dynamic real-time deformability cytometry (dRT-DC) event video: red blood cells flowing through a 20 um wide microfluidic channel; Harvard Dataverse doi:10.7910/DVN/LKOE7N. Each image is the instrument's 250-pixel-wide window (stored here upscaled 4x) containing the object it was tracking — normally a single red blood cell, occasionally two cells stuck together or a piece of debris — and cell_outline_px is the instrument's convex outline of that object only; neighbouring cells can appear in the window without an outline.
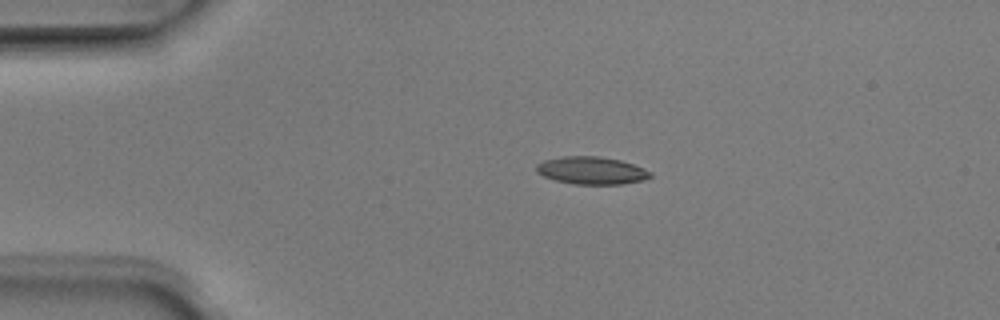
{"species": "Egyptian fruit bat (a non-hibernating species)", "species_latin": "Rousettus aegyptiacus", "temperature_condition": "room temperature", "stored_images_in_passage": 5, "camera_frame_rate_fps": 3000, "um_per_image_px": 0.085, "animal": {"sex": "male"}, "frame": {"image": 1, "passage_image": 3, "time_ms": 0.667, "image_size_px": [1000, 320], "cell_outline_px": [[652, 176], [644, 180], [620, 184], [572, 184], [556, 180], [544, 176], [536, 172], [536, 164], [544, 160], [564, 156], [600, 156], [620, 160], [644, 168], [652, 172]], "centroid_in_image_um": [50.28, 14.49], "position_along_channel_um": 34.7, "area_um2": 18.32}}
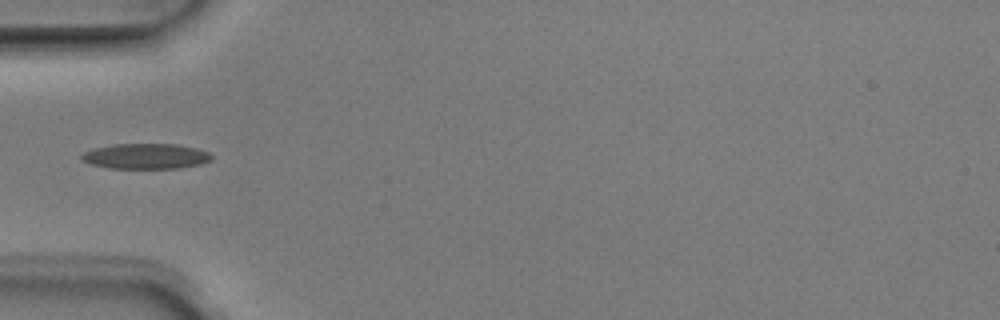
{"frame": {"image": 2, "passage_image": 5, "time_ms": 1.333, "image_size_px": [1000, 320], "cell_outline_px": [[212, 160], [200, 164], [180, 168], [108, 168], [92, 164], [80, 160], [80, 156], [84, 152], [92, 148], [112, 144], [176, 144], [196, 148], [208, 152], [212, 156]], "centroid_in_image_um": [12.36, 13.27], "position_along_channel_um": 72.6, "area_um2": 19.31}}